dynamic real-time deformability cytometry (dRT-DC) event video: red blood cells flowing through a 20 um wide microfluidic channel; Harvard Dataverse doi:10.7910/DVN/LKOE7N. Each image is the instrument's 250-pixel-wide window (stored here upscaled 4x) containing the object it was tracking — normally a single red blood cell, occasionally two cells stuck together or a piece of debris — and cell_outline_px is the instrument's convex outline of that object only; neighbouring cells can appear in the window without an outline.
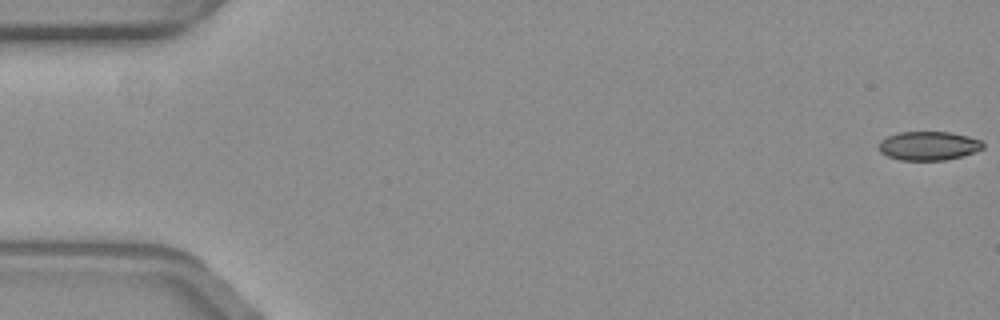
{"species": "common noctule bat (a hibernating species)", "species_latin": "Nyctalus noctula", "temperature_condition": "warm", "stored_images_in_passage": 55, "camera_frame_rate_fps": 3000, "um_per_image_px": 0.085, "animal": {"sex": "female", "body_mass_g": 19.3, "forearm_length_mm": 54.1}, "frame": {"image": 1, "passage_image": 1, "time_ms": 0.0, "image_size_px": [1000, 320], "cell_outline_px": [[984, 148], [960, 156], [944, 160], [900, 160], [888, 156], [880, 152], [880, 140], [896, 132], [952, 132], [968, 136], [980, 140], [984, 144]], "centroid_in_image_um": [78.92, 12.38], "position_along_channel_um": 6.1, "area_um2": 17.4}}
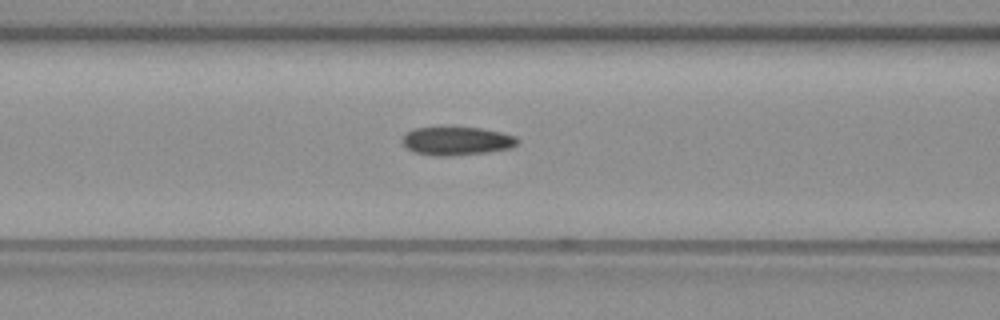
{"frame": {"image": 2, "passage_image": 24, "time_ms": 7.667, "image_size_px": [1000, 320], "cell_outline_px": [[520, 140], [512, 148], [488, 152], [452, 156], [436, 156], [412, 152], [400, 140], [404, 132], [412, 128], [440, 124], [448, 124], [480, 128], [500, 132], [516, 136]], "centroid_in_image_um": [38.74, 11.93], "position_along_channel_um": 127.9, "area_um2": 20.29}}
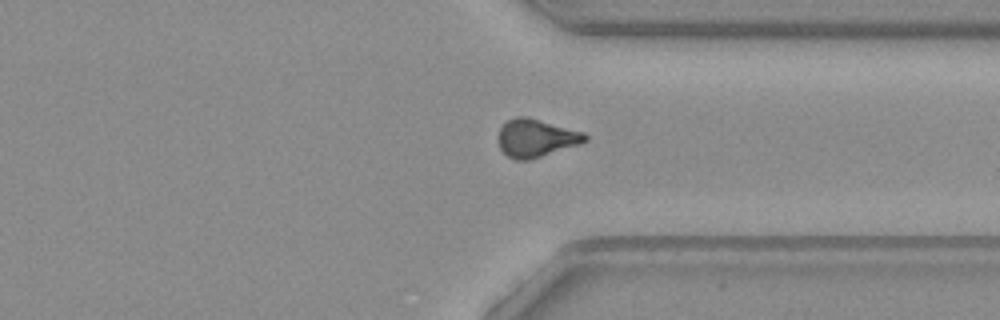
{"frame": {"image": 3, "passage_image": 44, "time_ms": 14.333, "image_size_px": [1000, 320], "cell_outline_px": [[588, 140], [580, 144], [528, 160], [516, 160], [508, 156], [500, 148], [496, 136], [500, 128], [508, 120], [516, 116], [528, 116], [584, 132], [588, 136]], "centroid_in_image_um": [45.55, 11.72], "position_along_channel_um": 365.8, "area_um2": 19.31}}